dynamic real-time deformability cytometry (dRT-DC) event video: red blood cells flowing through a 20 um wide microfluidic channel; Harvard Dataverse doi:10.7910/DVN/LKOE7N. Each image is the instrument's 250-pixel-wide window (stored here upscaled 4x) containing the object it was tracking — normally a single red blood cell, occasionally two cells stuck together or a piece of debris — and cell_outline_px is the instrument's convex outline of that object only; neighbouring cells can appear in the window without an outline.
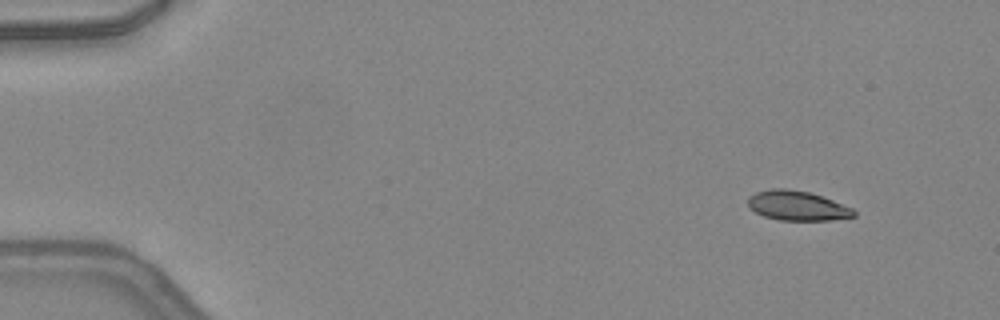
{"species": "common noctule bat (a hibernating species)", "species_latin": "Nyctalus noctula", "temperature_condition": "warm", "stored_images_in_passage": 46, "camera_frame_rate_fps": 3000, "um_per_image_px": 0.085, "animal": {"sex": "female", "body_mass_g": 24.6, "forearm_length_mm": 56.2}, "frame": {"image": 1, "passage_image": 2, "time_ms": 0.333, "image_size_px": [1000, 320], "cell_outline_px": [[856, 216], [828, 220], [780, 220], [764, 216], [756, 212], [748, 204], [748, 196], [756, 192], [772, 188], [788, 188], [808, 192], [832, 200], [852, 208], [856, 212]], "centroid_in_image_um": [67.75, 17.48], "position_along_channel_um": 17.2, "area_um2": 18.09}}
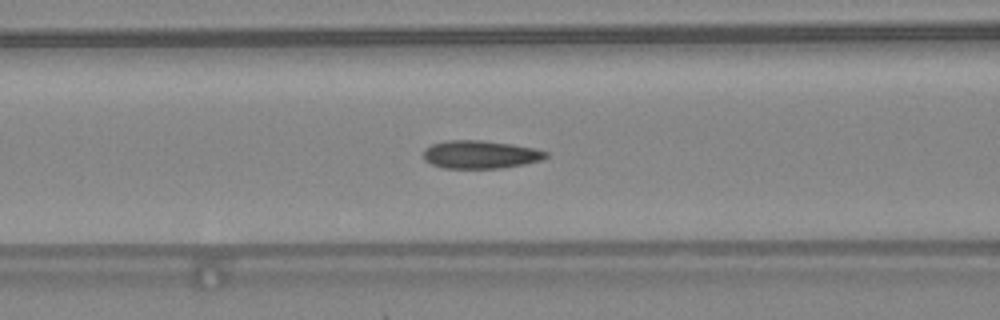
{"frame": {"image": 2, "passage_image": 18, "time_ms": 5.667, "image_size_px": [1000, 320], "cell_outline_px": [[548, 156], [544, 160], [524, 164], [500, 168], [444, 168], [432, 164], [424, 160], [424, 148], [432, 144], [448, 140], [480, 140], [512, 144], [536, 148], [548, 152]], "centroid_in_image_um": [40.86, 13.13], "position_along_channel_um": 125.7, "area_um2": 20.11}}
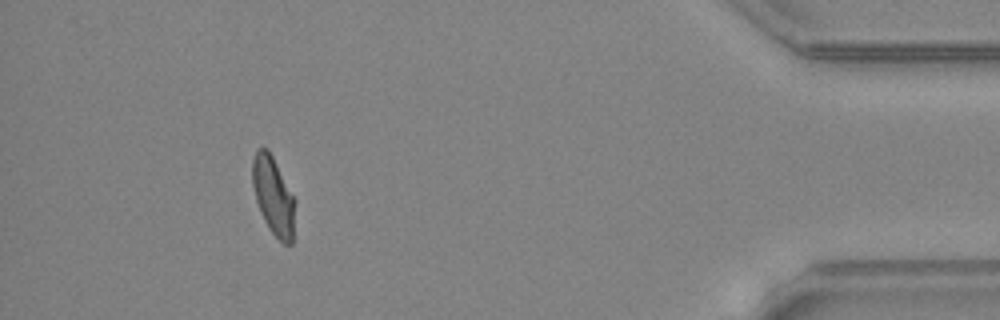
{"frame": {"image": 3, "passage_image": 42, "time_ms": 13.667, "image_size_px": [1000, 320], "cell_outline_px": [[292, 244], [284, 244], [268, 228], [260, 212], [256, 200], [252, 184], [252, 160], [256, 148], [268, 148], [292, 196]], "centroid_in_image_um": [23.15, 16.6], "position_along_channel_um": 412.1, "area_um2": 18.5}, "authors_computed_cell_mechanics": {"area_um2": 19.5942, "velocity_mm_per_s": 4.2915, "shape_relaxation_time_tau1_ms": 4.1979, "shape_relaxation_time_tau2_ms": 0.811, "deformation_change_tau1": 0.1776, "deformation_change_tau2": 0.0811}}